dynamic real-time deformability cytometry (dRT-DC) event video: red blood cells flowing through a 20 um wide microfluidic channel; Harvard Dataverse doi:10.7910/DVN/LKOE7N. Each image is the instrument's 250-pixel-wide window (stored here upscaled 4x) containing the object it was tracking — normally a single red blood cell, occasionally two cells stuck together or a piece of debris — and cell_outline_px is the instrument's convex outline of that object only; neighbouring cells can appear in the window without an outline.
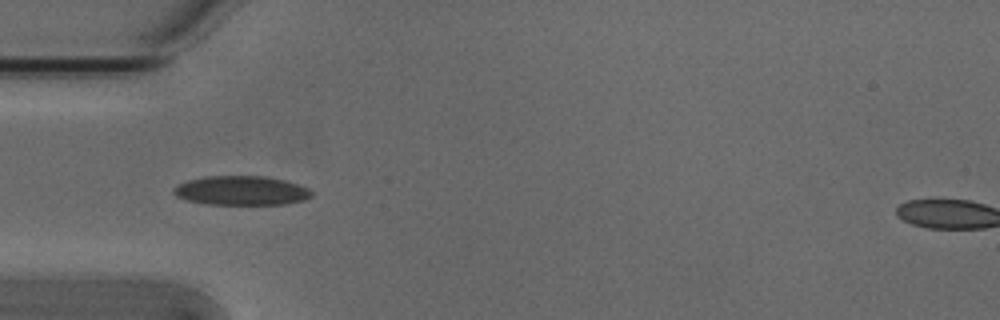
{"species": "Egyptian fruit bat (a non-hibernating species)", "species_latin": "Rousettus aegyptiacus", "temperature_condition": "cold", "stored_images_in_passage": 4, "camera_frame_rate_fps": 3000, "um_per_image_px": 0.085, "animal": {"sex": "male"}, "frame": {"image": 1, "passage_image": 3, "time_ms": 0.667, "image_size_px": [1000, 320], "cell_outline_px": [[312, 196], [304, 200], [284, 204], [208, 204], [188, 200], [176, 196], [172, 192], [172, 188], [176, 184], [188, 180], [204, 176], [264, 176], [284, 180], [308, 188], [312, 192]], "centroid_in_image_um": [20.47, 16.19], "position_along_channel_um": 64.5, "area_um2": 23.47}}
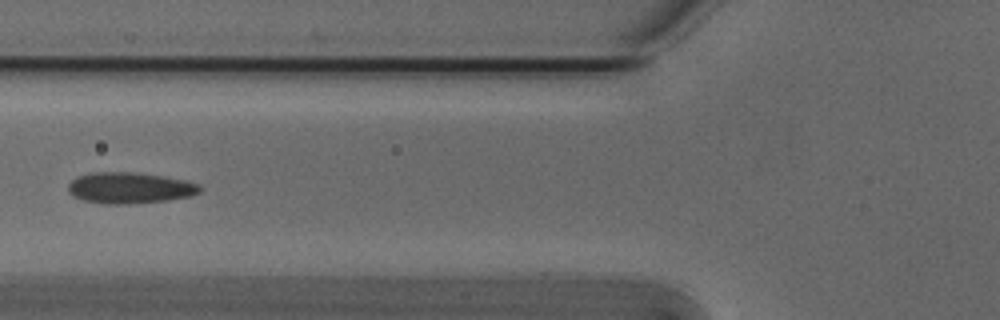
{"frame": {"image": 2, "passage_image": 4, "time_ms": 1.0, "image_size_px": [1000, 320], "cell_outline_px": [[204, 188], [200, 192], [192, 196], [168, 200], [128, 204], [108, 204], [84, 200], [72, 196], [68, 192], [68, 184], [72, 180], [80, 176], [92, 172], [132, 172], [164, 176], [184, 180], [200, 184]], "centroid_in_image_um": [11.07, 15.97], "position_along_channel_um": 114.7, "area_um2": 23.99}}